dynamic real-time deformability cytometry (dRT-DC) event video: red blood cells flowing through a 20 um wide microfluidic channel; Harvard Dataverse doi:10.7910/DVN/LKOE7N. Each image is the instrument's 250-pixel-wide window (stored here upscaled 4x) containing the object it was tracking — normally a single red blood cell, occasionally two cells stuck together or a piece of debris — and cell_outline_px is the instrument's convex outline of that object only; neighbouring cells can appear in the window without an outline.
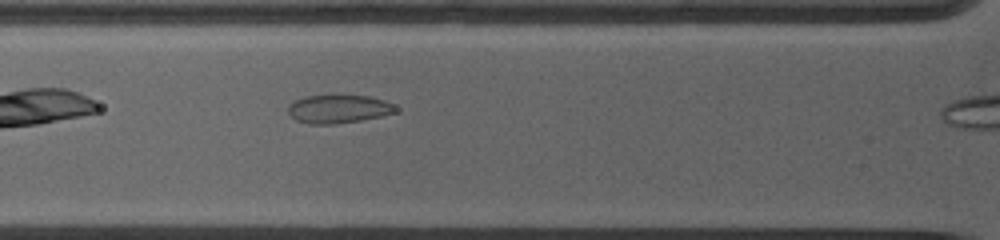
{"species": "common noctule bat (a hibernating species)", "species_latin": "Nyctalus noctula", "temperature_condition": "warm", "stored_images_in_passage": 6, "camera_frame_rate_fps": 5000, "um_per_image_px": 0.085, "animal": {"sex": "female", "body_mass_g": 19.0, "forearm_length_mm": 53.3}, "frame": {"image": 1, "passage_image": 5, "time_ms": 2.0, "image_size_px": [1000, 240], "cell_outline_px": [[396, 112], [380, 116], [360, 120], [336, 124], [308, 124], [296, 120], [288, 112], [288, 108], [292, 100], [304, 96], [332, 92], [368, 96], [384, 100], [392, 104], [396, 108]], "centroid_in_image_um": [28.71, 9.21], "position_along_channel_um": 97.1, "area_um2": 18.5}}